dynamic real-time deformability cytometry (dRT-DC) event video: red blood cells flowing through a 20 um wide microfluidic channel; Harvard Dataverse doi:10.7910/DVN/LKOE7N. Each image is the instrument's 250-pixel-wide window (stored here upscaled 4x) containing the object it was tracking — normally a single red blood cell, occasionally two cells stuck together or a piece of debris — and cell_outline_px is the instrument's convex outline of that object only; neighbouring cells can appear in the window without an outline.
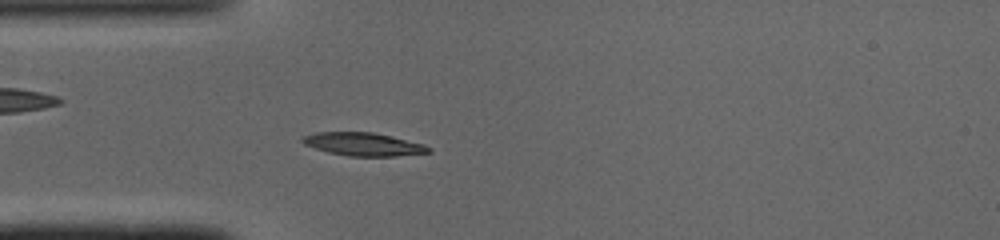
{"species": "common noctule bat (a hibernating species)", "species_latin": "Nyctalus noctula", "temperature_condition": "cold", "stored_images_in_passage": 48, "camera_frame_rate_fps": 3000, "um_per_image_px": 0.085, "animal": {"sex": "male", "body_mass_g": 19.0, "forearm_length_mm": 50.8}, "frame": {"image": 1, "passage_image": 13, "time_ms": 4.0, "image_size_px": [1000, 240], "cell_outline_px": [[432, 152], [396, 156], [348, 156], [328, 152], [304, 144], [300, 140], [304, 136], [316, 132], [372, 132], [424, 144], [432, 148]], "centroid_in_image_um": [30.9, 12.26], "position_along_channel_um": 54.1, "area_um2": 16.88}}
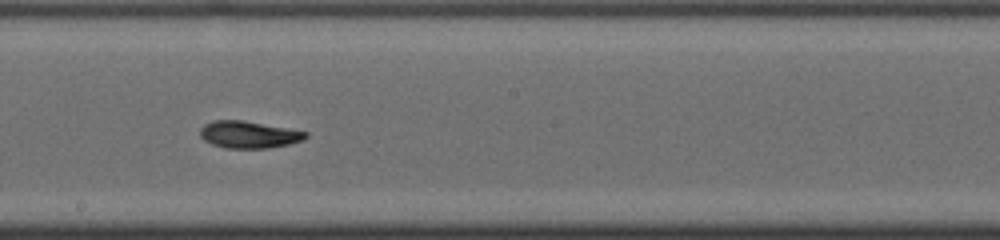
{"frame": {"image": 2, "passage_image": 26, "time_ms": 8.333, "image_size_px": [1000, 240], "cell_outline_px": [[308, 136], [304, 140], [288, 144], [268, 148], [224, 148], [212, 144], [204, 140], [200, 136], [200, 128], [204, 124], [212, 120], [240, 120], [308, 132]], "centroid_in_image_um": [21.11, 11.44], "position_along_channel_um": 227.1, "area_um2": 16.53}}
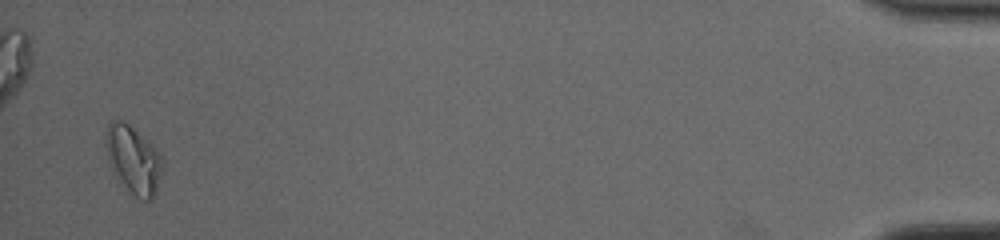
{"frame": {"image": 3, "passage_image": 47, "time_ms": 15.333, "image_size_px": [1000, 240], "cell_outline_px": [[164, 164], [156, 192], [148, 200], [144, 200], [136, 196], [116, 180], [112, 172], [108, 160], [108, 124], [112, 120], [124, 120], [148, 140], [164, 156]], "centroid_in_image_um": [11.38, 13.58], "position_along_channel_um": 423.8, "area_um2": 22.31}, "authors_computed_cell_mechanics": {"area_um2": 16.5597, "velocity_mm_per_s": 4.0938, "shape_relaxation_time_tau1_ms": 2.7383, "shape_relaxation_time_tau2_ms": 2.4172, "deformation_change_tau1": 0.13, "deformation_change_tau2": 0.0786}}